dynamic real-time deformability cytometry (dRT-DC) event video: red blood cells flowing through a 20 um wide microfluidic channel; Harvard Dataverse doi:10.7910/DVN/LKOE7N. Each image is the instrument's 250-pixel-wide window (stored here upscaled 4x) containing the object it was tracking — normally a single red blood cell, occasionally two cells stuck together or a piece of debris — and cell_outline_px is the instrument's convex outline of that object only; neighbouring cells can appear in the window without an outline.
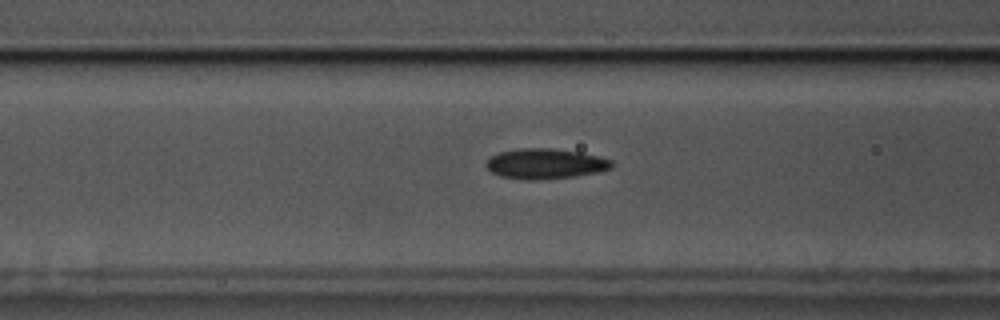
{"species": "common noctule bat (a hibernating species)", "species_latin": "Nyctalus noctula", "temperature_condition": "cold", "stored_images_in_passage": 47, "camera_frame_rate_fps": 3000, "um_per_image_px": 0.085, "animal": {"sex": "male", "body_mass_g": 17.5, "forearm_length_mm": 52.3}, "frame": {"image": 1, "passage_image": 12, "time_ms": 3.667, "image_size_px": [1000, 320], "cell_outline_px": [[612, 168], [596, 172], [572, 176], [536, 180], [528, 180], [500, 176], [492, 172], [484, 164], [492, 156], [500, 152], [516, 148], [552, 148], [580, 152], [612, 160]], "centroid_in_image_um": [46.32, 13.91], "position_along_channel_um": 120.3, "area_um2": 21.91}}
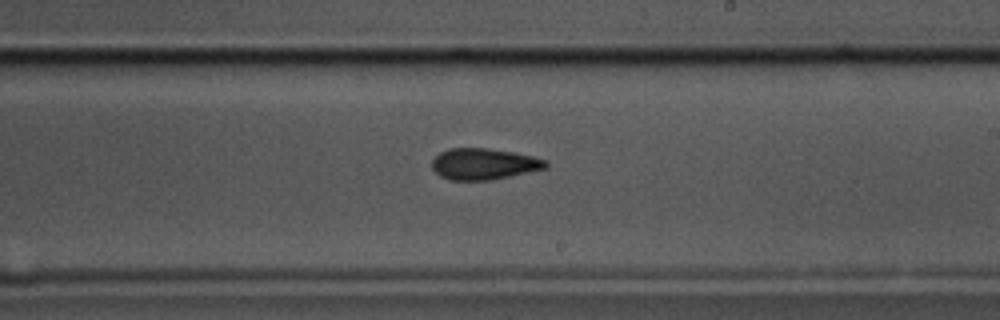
{"frame": {"image": 2, "passage_image": 23, "time_ms": 7.333, "image_size_px": [1000, 320], "cell_outline_px": [[548, 168], [492, 180], [452, 180], [440, 176], [432, 168], [432, 160], [440, 152], [448, 148], [488, 148], [512, 152], [532, 156], [548, 160]], "centroid_in_image_um": [41.15, 13.94], "position_along_channel_um": 247.9, "area_um2": 20.81}}
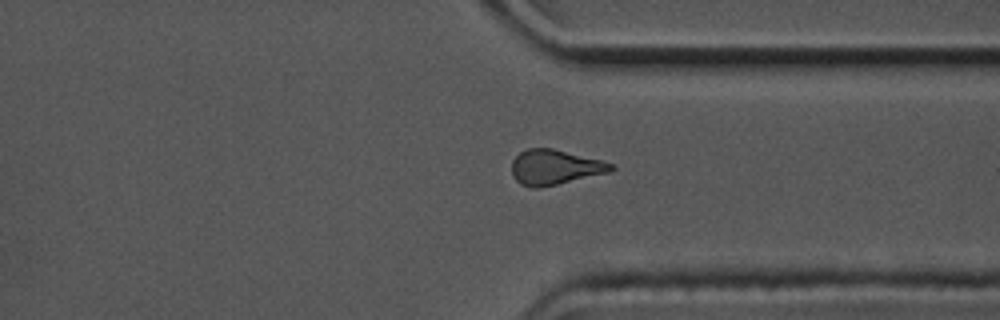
{"frame": {"image": 3, "passage_image": 33, "time_ms": 10.667, "image_size_px": [1000, 320], "cell_outline_px": [[616, 168], [612, 172], [540, 188], [532, 188], [520, 184], [512, 176], [512, 160], [520, 152], [528, 148], [552, 148], [604, 160], [612, 164]], "centroid_in_image_um": [47.19, 14.22], "position_along_channel_um": 364.2, "area_um2": 20.58}, "authors_computed_cell_mechanics": {"area_um2": 21.386, "velocity_mm_per_s": 3.4875, "shape_relaxation_time_tau1_ms": 4.4513, "shape_relaxation_time_tau2_ms": 3.0964, "deformation_change_tau1": 0.1158, "deformation_change_tau2": 0.1054}}